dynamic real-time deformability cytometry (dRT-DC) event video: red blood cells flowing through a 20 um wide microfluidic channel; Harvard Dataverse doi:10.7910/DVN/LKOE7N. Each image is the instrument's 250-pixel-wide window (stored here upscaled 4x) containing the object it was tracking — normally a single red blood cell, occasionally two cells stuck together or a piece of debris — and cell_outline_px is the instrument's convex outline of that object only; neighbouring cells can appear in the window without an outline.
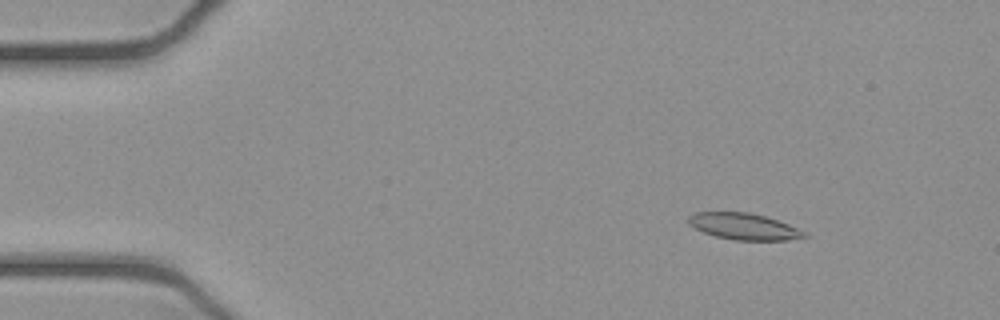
{"species": "common noctule bat (a hibernating species)", "species_latin": "Nyctalus noctula", "temperature_condition": "cold", "stored_images_in_passage": 53, "camera_frame_rate_fps": 3000, "um_per_image_px": 0.085, "animal": {"sex": "female", "body_mass_g": 21.9}, "frame": {"image": 1, "passage_image": 7, "time_ms": 2.0, "image_size_px": [1000, 320], "cell_outline_px": [[808, 236], [788, 240], [736, 240], [716, 236], [704, 232], [688, 224], [688, 216], [692, 212], [748, 212], [764, 216], [788, 224], [808, 232]], "centroid_in_image_um": [63.23, 19.24], "position_along_channel_um": 21.8, "area_um2": 17.8}}
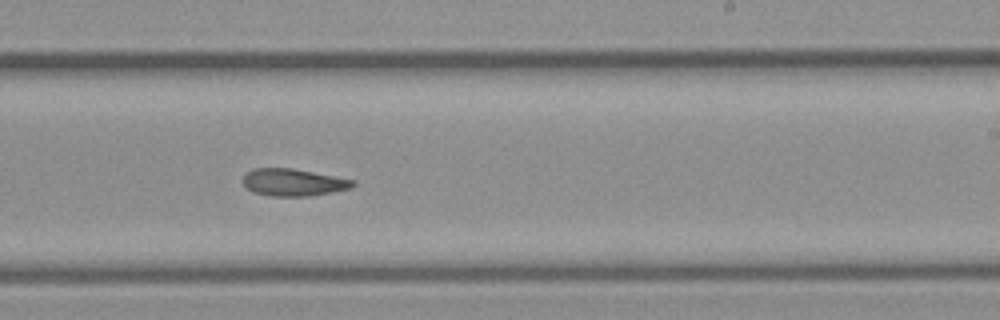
{"frame": {"image": 2, "passage_image": 32, "time_ms": 10.333, "image_size_px": [1000, 320], "cell_outline_px": [[356, 184], [352, 188], [332, 192], [308, 196], [272, 196], [252, 192], [244, 184], [244, 176], [252, 168], [292, 168], [356, 180]], "centroid_in_image_um": [24.97, 15.5], "position_along_channel_um": 264.0, "area_um2": 17.4}}
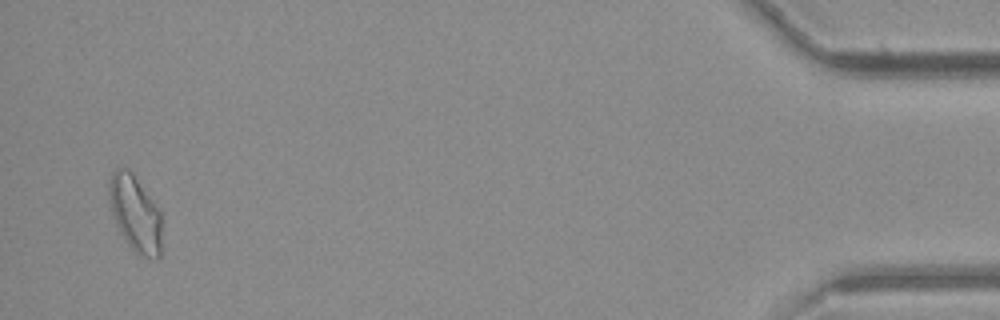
{"frame": {"image": 3, "passage_image": 51, "time_ms": 16.667, "image_size_px": [1000, 320], "cell_outline_px": [[160, 260], [156, 260], [140, 256], [128, 244], [120, 232], [116, 224], [112, 212], [108, 196], [108, 184], [112, 172], [116, 168], [128, 168], [132, 172], [152, 200], [160, 212]], "centroid_in_image_um": [11.47, 18.16], "position_along_channel_um": 423.7, "area_um2": 23.24}}